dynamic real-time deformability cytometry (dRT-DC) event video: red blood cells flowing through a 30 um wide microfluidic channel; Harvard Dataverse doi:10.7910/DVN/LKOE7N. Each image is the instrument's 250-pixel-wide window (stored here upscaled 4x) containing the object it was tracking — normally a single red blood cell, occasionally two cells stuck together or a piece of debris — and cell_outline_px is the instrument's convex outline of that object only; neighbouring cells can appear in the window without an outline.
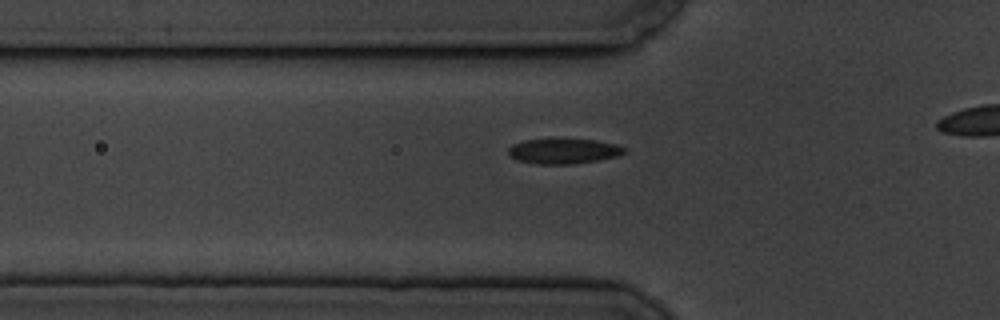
{"species": "common noctule bat (a hibernating species)", "species_latin": "Nyctalus noctula", "temperature_condition": "cold", "stored_images_in_passage": 42, "camera_frame_rate_fps": 3000, "um_per_image_px": 0.085, "animal": {"sex": "male", "body_mass_g": 19.5, "forearm_length_mm": 54.6}, "frame": {"image": 1, "passage_image": 14, "time_ms": 4.333, "image_size_px": [1000, 320], "cell_outline_px": [[628, 152], [616, 156], [600, 160], [572, 164], [532, 164], [516, 160], [508, 156], [508, 148], [512, 144], [524, 140], [596, 140], [616, 144], [628, 148]], "centroid_in_image_um": [47.9, 12.87], "position_along_channel_um": 77.9, "area_um2": 17.11}}
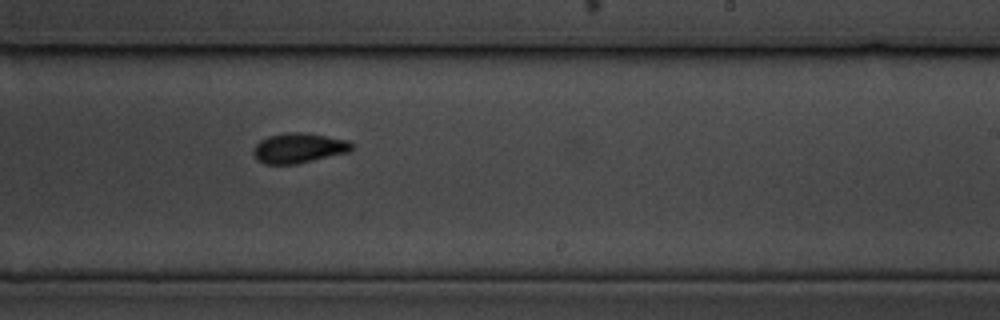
{"frame": {"image": 2, "passage_image": 30, "time_ms": 9.667, "image_size_px": [1000, 320], "cell_outline_px": [[352, 148], [348, 152], [296, 164], [264, 164], [256, 160], [252, 152], [256, 144], [260, 140], [268, 136], [284, 132], [300, 132], [348, 140], [352, 144]], "centroid_in_image_um": [25.33, 12.59], "position_along_channel_um": 263.7, "area_um2": 17.11}}
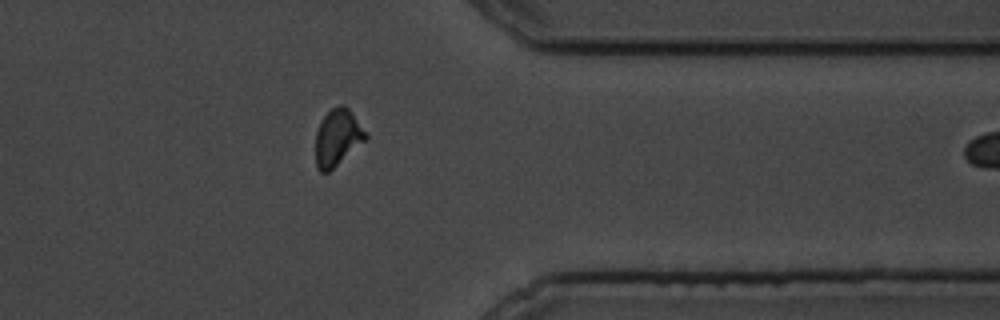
{"frame": {"image": 3, "passage_image": 41, "time_ms": 13.333, "image_size_px": [1000, 320], "cell_outline_px": [[368, 136], [364, 140], [328, 172], [320, 172], [316, 168], [316, 132], [320, 120], [332, 108], [340, 104], [344, 104], [348, 108]], "centroid_in_image_um": [28.64, 11.67], "position_along_channel_um": 382.8, "area_um2": 16.07}}